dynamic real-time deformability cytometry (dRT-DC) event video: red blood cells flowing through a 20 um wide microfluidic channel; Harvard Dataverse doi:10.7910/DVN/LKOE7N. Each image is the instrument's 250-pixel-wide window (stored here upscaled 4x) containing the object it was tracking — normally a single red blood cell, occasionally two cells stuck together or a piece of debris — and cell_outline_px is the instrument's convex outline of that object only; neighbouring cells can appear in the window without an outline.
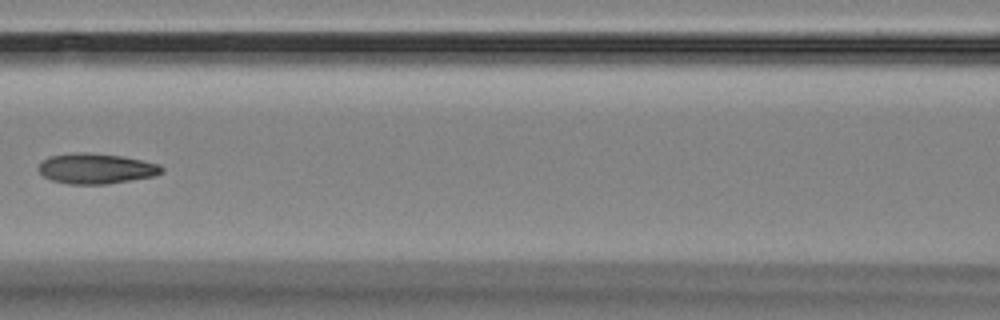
{"species": "Egyptian fruit bat (a non-hibernating species)", "species_latin": "Rousettus aegyptiacus", "temperature_condition": "room temperature", "stored_images_in_passage": 8, "camera_frame_rate_fps": 3000, "um_per_image_px": 0.085, "animal": {"sex": "female"}, "frame": {"image": 1, "passage_image": 8, "time_ms": 8.333, "image_size_px": [1000, 320], "cell_outline_px": [[164, 172], [156, 176], [108, 184], [68, 184], [52, 180], [44, 176], [36, 168], [48, 156], [72, 152], [88, 152], [120, 156], [160, 164], [164, 168]], "centroid_in_image_um": [8.18, 14.33], "position_along_channel_um": 158.4, "area_um2": 21.96}}